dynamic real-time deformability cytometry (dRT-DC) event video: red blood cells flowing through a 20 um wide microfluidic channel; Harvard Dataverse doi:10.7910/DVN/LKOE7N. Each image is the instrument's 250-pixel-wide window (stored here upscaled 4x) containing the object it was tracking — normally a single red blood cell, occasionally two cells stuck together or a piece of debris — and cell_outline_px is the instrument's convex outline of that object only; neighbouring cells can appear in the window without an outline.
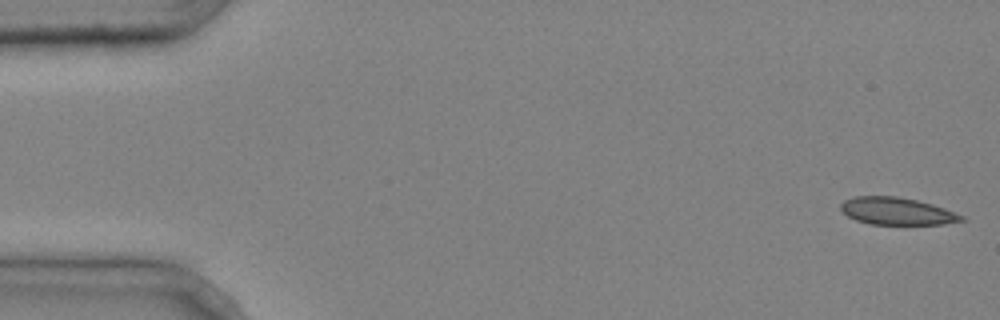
{"species": "common noctule bat (a hibernating species)", "species_latin": "Nyctalus noctula", "temperature_condition": "cold", "stored_images_in_passage": 5, "camera_frame_rate_fps": 3000, "um_per_image_px": 0.085, "animal": {"sex": "male", "body_mass_g": 20.4}, "frame": {"image": 1, "passage_image": 1, "time_ms": 0.0, "image_size_px": [1000, 320], "cell_outline_px": [[968, 220], [944, 224], [872, 224], [856, 220], [848, 216], [840, 208], [840, 204], [844, 200], [852, 196], [896, 196], [916, 200], [932, 204], [944, 208], [964, 216]], "centroid_in_image_um": [76.24, 17.94], "position_along_channel_um": 8.8, "area_um2": 19.19}}
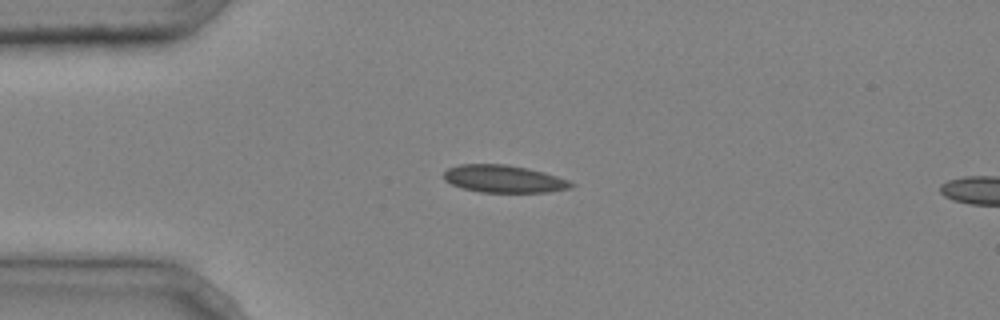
{"frame": {"image": 2, "passage_image": 4, "time_ms": 1.0, "image_size_px": [1000, 320], "cell_outline_px": [[576, 184], [568, 188], [548, 192], [480, 192], [464, 188], [452, 184], [444, 180], [444, 172], [448, 168], [460, 164], [504, 164], [528, 168], [544, 172], [568, 180]], "centroid_in_image_um": [42.81, 15.2], "position_along_channel_um": 42.2, "area_um2": 20.23}}